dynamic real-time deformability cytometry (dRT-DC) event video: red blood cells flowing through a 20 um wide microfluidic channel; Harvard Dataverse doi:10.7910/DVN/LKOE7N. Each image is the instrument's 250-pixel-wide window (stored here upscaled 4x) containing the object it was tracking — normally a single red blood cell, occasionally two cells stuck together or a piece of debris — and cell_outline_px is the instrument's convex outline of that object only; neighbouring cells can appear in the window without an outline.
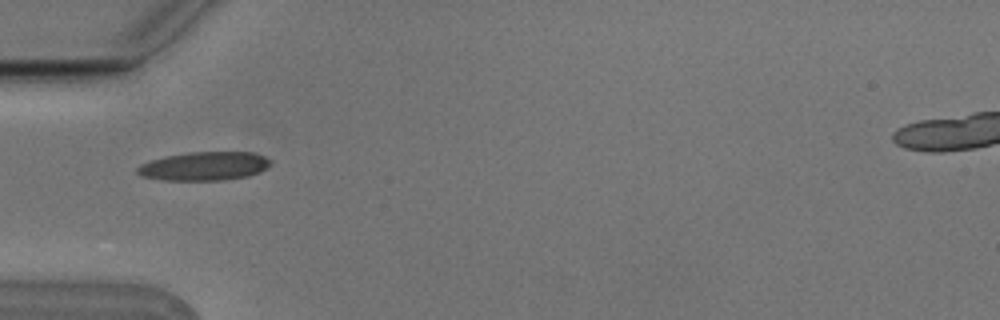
{"species": "Egyptian fruit bat (a non-hibernating species)", "species_latin": "Rousettus aegyptiacus", "temperature_condition": "cold", "stored_images_in_passage": 5, "camera_frame_rate_fps": 3000, "um_per_image_px": 0.085, "animal": {"sex": "male"}, "frame": {"image": 1, "passage_image": 2, "time_ms": 0.333, "image_size_px": [1000, 320], "cell_outline_px": [[272, 164], [260, 172], [248, 176], [224, 180], [164, 180], [140, 176], [136, 172], [136, 168], [140, 164], [152, 160], [168, 156], [188, 152], [256, 152], [272, 160]], "centroid_in_image_um": [17.4, 14.12], "position_along_channel_um": 67.6, "area_um2": 22.37}}
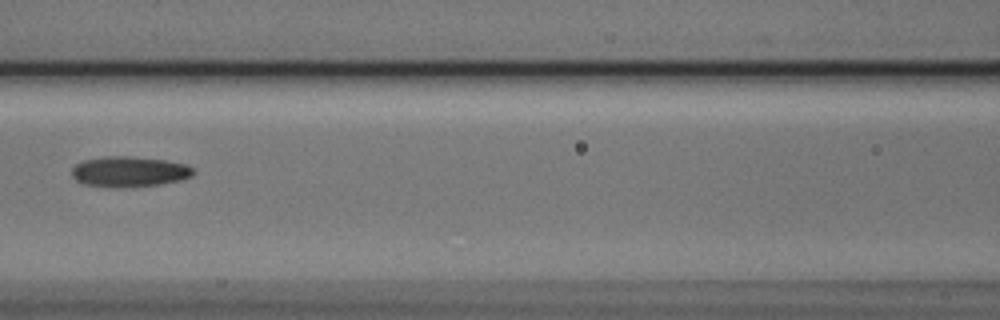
{"frame": {"image": 2, "passage_image": 4, "time_ms": 1.0, "image_size_px": [1000, 320], "cell_outline_px": [[196, 172], [192, 176], [180, 180], [160, 184], [116, 188], [84, 184], [76, 180], [72, 176], [72, 168], [76, 164], [84, 160], [104, 156], [128, 156], [164, 160], [188, 164], [196, 168]], "centroid_in_image_um": [11.02, 14.59], "position_along_channel_um": 155.6, "area_um2": 21.73}}
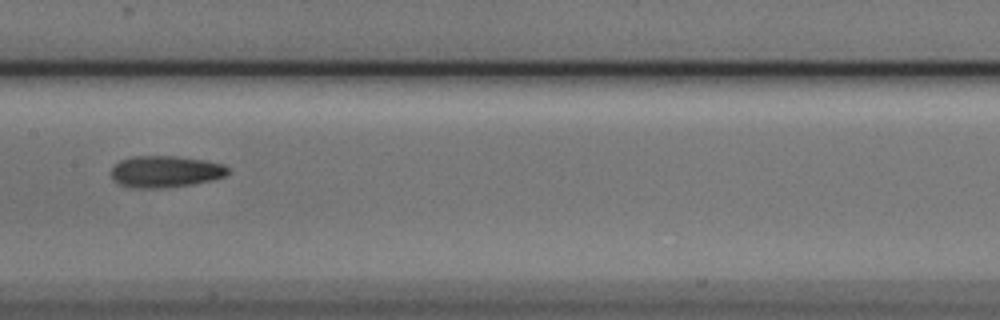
{"frame": {"image": 3, "passage_image": 5, "time_ms": 1.333, "image_size_px": [1000, 320], "cell_outline_px": [[228, 172], [224, 176], [212, 180], [192, 184], [160, 188], [128, 188], [112, 180], [112, 168], [120, 160], [132, 156], [176, 156], [204, 160], [224, 164], [228, 168]], "centroid_in_image_um": [14.03, 14.58], "position_along_channel_um": 193.4, "area_um2": 21.56}}